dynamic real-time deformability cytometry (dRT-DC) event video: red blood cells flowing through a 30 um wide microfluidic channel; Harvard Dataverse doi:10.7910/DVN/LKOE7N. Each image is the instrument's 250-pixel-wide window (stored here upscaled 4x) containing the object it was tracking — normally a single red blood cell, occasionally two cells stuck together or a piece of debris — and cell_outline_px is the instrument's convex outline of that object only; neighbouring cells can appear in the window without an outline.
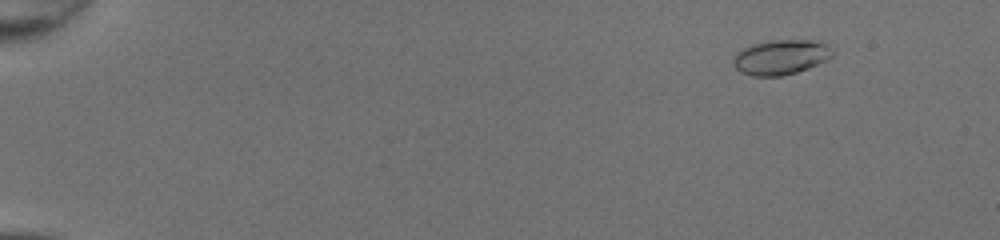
{"species": "common noctule bat (a hibernating species)", "species_latin": "Nyctalus noctula", "temperature_condition": "room temperature", "stored_images_in_passage": 52, "camera_frame_rate_fps": 3000, "um_per_image_px": 0.085, "animal": {"sex": "female", "body_mass_g": 20.0, "forearm_length_mm": 54.0}, "frame": {"image": 1, "passage_image": 7, "time_ms": 2.0, "image_size_px": [1000, 240], "cell_outline_px": [[832, 56], [828, 60], [808, 68], [796, 72], [780, 76], [752, 76], [740, 72], [732, 64], [732, 56], [736, 52], [752, 44], [772, 40], [812, 40], [824, 44], [832, 48]], "centroid_in_image_um": [66.33, 4.86], "position_along_channel_um": 18.7, "area_um2": 20.23}}
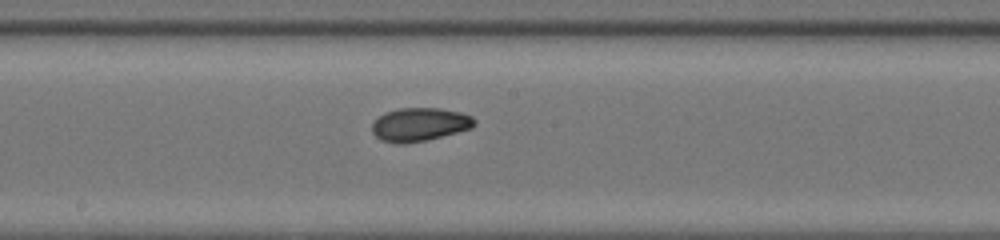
{"frame": {"image": 2, "passage_image": 31, "time_ms": 10.0, "image_size_px": [1000, 240], "cell_outline_px": [[476, 124], [472, 128], [428, 140], [404, 144], [396, 144], [380, 140], [372, 132], [372, 120], [384, 112], [400, 108], [440, 108], [460, 112], [472, 116], [476, 120]], "centroid_in_image_um": [35.64, 10.58], "position_along_channel_um": 212.6, "area_um2": 20.29}}
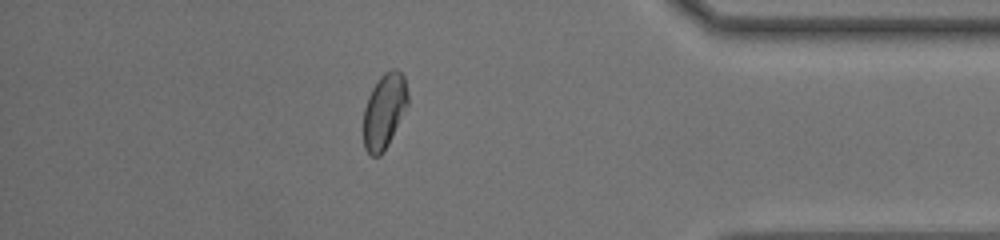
{"frame": {"image": 3, "passage_image": 46, "time_ms": 15.0, "image_size_px": [1000, 240], "cell_outline_px": [[408, 104], [384, 152], [380, 156], [372, 156], [364, 148], [364, 108], [368, 96], [372, 88], [380, 76], [384, 72], [392, 68], [396, 68], [404, 76], [408, 92]], "centroid_in_image_um": [32.66, 9.41], "position_along_channel_um": 402.5, "area_um2": 19.36}, "authors_computed_cell_mechanics": {"area_um2": 19.5653, "velocity_mm_per_s": 4.3104, "shape_relaxation_time_tau1_ms": 7.4255, "shape_relaxation_time_tau2_ms": 0.8654, "deformation_change_tau1": 0.1908, "deformation_change_tau2": 0.0451}}